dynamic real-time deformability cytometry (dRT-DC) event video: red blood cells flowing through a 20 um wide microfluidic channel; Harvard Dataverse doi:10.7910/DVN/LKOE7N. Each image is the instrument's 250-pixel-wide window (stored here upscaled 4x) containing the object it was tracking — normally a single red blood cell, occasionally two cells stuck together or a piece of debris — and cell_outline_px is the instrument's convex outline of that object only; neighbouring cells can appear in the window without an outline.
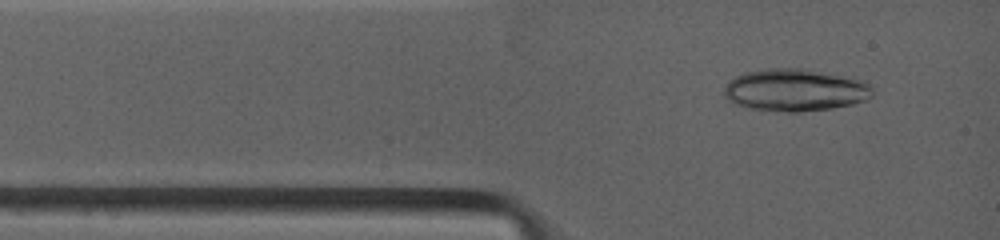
{"species": "common noctule bat (a hibernating species)", "species_latin": "Nyctalus noctula", "temperature_condition": "warm", "stored_images_in_passage": 2, "camera_frame_rate_fps": 4500, "um_per_image_px": 0.085, "animal": {"sex": "female", "body_mass_g": 19.0, "forearm_length_mm": 53.3}, "frame": {"image": 1, "passage_image": 1, "time_ms": 0.0, "image_size_px": [1000, 240], "cell_outline_px": [[872, 96], [864, 100], [832, 108], [796, 112], [788, 112], [756, 108], [740, 104], [724, 96], [724, 88], [736, 76], [748, 72], [772, 68], [800, 68], [852, 80], [864, 84], [872, 88]], "centroid_in_image_um": [67.53, 7.67], "position_along_channel_um": 17.5, "area_um2": 34.74}}